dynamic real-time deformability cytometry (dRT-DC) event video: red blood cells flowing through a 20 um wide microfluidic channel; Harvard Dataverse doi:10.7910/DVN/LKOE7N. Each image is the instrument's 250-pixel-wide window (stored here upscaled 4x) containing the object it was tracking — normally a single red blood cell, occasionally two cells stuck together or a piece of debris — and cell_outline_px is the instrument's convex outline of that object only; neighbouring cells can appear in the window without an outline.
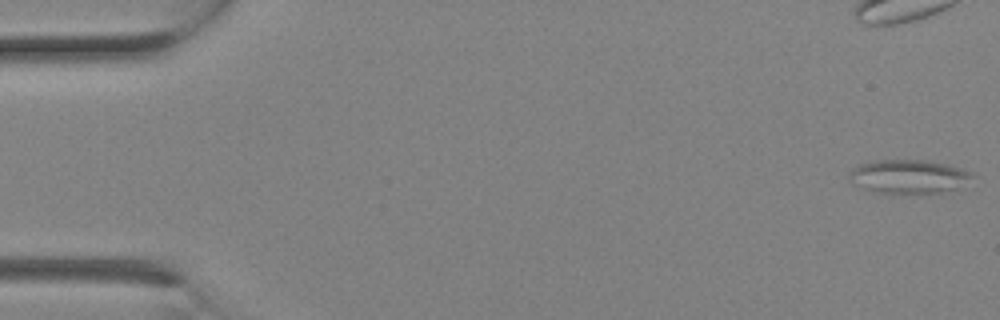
{"species": "Egyptian fruit bat (a non-hibernating species)", "species_latin": "Rousettus aegyptiacus", "temperature_condition": "room temperature", "stored_images_in_passage": 3, "segment_of_instrument_passage": [2, 2], "camera_frame_rate_fps": 3000, "um_per_image_px": 0.085, "animal": {"sex": "female"}, "frame": {"image": 1, "passage_image": 3, "time_ms": 0.667, "image_size_px": [1000, 320], "cell_outline_px": [[976, 176], [956, 188], [940, 192], [920, 196], [892, 196], [872, 192], [852, 184], [848, 180], [848, 172], [856, 164], [880, 160], [924, 160], [948, 164], [972, 172]], "centroid_in_image_um": [77.16, 15.06], "position_along_channel_um": 7.8, "area_um2": 25.49}}